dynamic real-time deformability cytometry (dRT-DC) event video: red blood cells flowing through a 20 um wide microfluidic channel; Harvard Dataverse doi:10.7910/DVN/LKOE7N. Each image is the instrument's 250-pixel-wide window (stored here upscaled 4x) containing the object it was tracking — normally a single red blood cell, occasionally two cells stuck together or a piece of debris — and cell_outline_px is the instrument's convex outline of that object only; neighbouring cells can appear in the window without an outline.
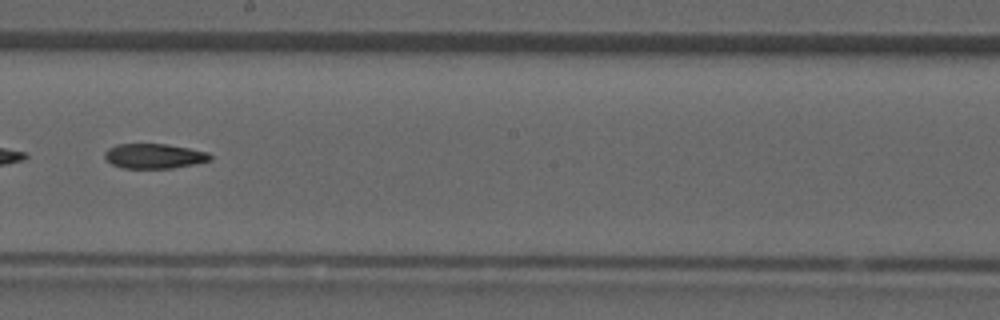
{"species": "common noctule bat (a hibernating species)", "species_latin": "Nyctalus noctula", "temperature_condition": "room temperature", "stored_images_in_passage": 25, "camera_frame_rate_fps": 3000, "um_per_image_px": 0.085, "animal": {"sex": "male", "forearm_length_mm": 52.5}, "frame": {"image": 1, "passage_image": 14, "time_ms": 4.333, "image_size_px": [1000, 320], "cell_outline_px": [[212, 160], [172, 168], [124, 168], [112, 164], [104, 156], [104, 152], [108, 148], [116, 144], [164, 144], [188, 148], [208, 152], [212, 156]], "centroid_in_image_um": [13.09, 13.26], "position_along_channel_um": 235.1, "area_um2": 15.14}}